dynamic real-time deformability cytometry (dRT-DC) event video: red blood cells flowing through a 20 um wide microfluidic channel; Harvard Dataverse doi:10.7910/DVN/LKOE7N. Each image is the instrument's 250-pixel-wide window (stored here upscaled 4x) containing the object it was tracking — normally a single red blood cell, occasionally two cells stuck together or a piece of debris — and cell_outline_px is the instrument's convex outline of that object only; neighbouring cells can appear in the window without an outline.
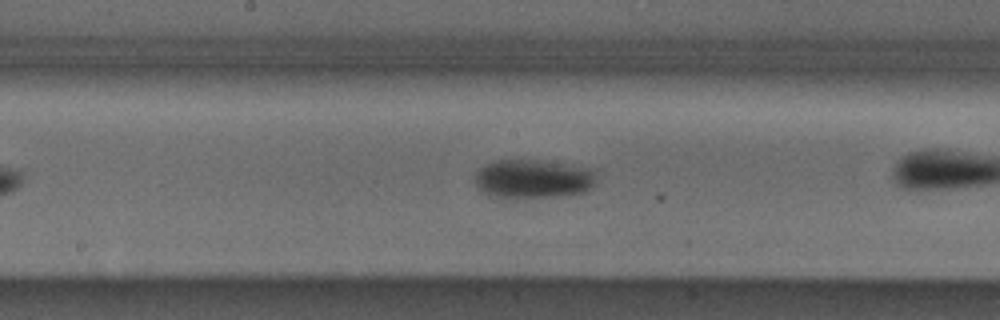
{"species": "Egyptian fruit bat (a non-hibernating species)", "species_latin": "Rousettus aegyptiacus", "temperature_condition": "cold", "stored_images_in_passage": 34, "camera_frame_rate_fps": 3000, "um_per_image_px": 0.085, "animal": {"sex": "male"}, "frame": {"image": 1, "passage_image": 11, "time_ms": 3.333, "image_size_px": [1000, 320], "cell_outline_px": [[596, 180], [592, 188], [584, 192], [556, 196], [488, 196], [480, 192], [476, 184], [476, 172], [484, 164], [496, 160], [536, 160], [596, 168]], "centroid_in_image_um": [45.35, 15.18], "position_along_channel_um": 202.9, "area_um2": 27.4}, "authors_computed_cell_mechanics": {"area_um2": 25.6343, "velocity_mm_per_s": 3.8077, "shape_relaxation_time_tau1_ms": 2.3666, "shape_relaxation_time_tau2_ms": null, "deformation_change_tau1": 0.0809, "deformation_change_tau2": null}}